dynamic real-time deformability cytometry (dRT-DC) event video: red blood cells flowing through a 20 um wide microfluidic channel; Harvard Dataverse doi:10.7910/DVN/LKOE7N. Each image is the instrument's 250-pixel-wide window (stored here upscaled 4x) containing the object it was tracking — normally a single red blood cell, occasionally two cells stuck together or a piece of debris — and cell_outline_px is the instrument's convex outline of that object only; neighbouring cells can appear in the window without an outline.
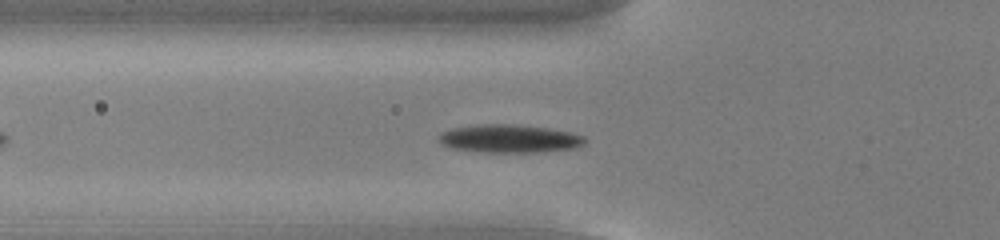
{"species": "common noctule bat (a hibernating species)", "species_latin": "Nyctalus noctula", "temperature_condition": "cold", "stored_images_in_passage": 39, "camera_frame_rate_fps": 3000, "um_per_image_px": 0.085, "animal": {"sex": "male", "body_mass_g": 13.0, "forearm_length_mm": 53.1}, "frame": {"image": 1, "passage_image": 10, "time_ms": 3.0, "image_size_px": [1000, 240], "cell_outline_px": [[588, 140], [584, 144], [576, 148], [540, 152], [484, 152], [452, 148], [440, 144], [436, 140], [440, 132], [452, 128], [484, 124], [512, 124], [548, 128], [572, 132], [584, 136]], "centroid_in_image_um": [43.3, 11.79], "position_along_channel_um": 82.5, "area_um2": 24.16}}
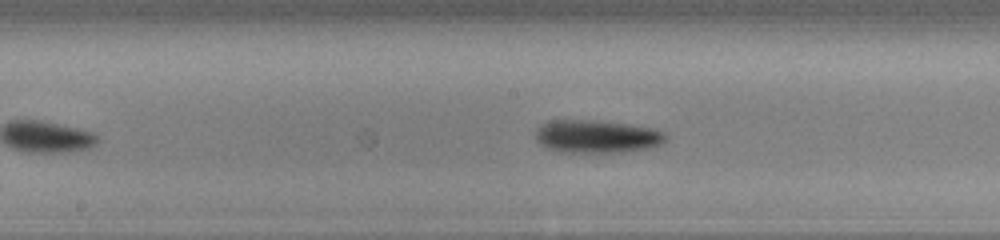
{"frame": {"image": 2, "passage_image": 19, "time_ms": 6.0, "image_size_px": [1000, 240], "cell_outline_px": [[668, 140], [660, 144], [648, 148], [620, 152], [556, 152], [540, 144], [536, 140], [536, 132], [548, 120], [592, 120], [628, 124], [652, 128], [664, 132], [668, 136]], "centroid_in_image_um": [50.75, 11.6], "position_along_channel_um": 197.5, "area_um2": 24.91}}
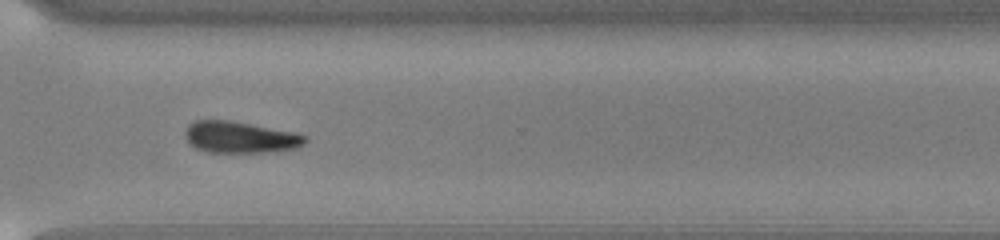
{"frame": {"image": 3, "passage_image": 31, "time_ms": 10.0, "image_size_px": [1000, 240], "cell_outline_px": [[308, 140], [304, 144], [296, 148], [264, 152], [208, 152], [196, 148], [184, 136], [184, 132], [188, 124], [196, 120], [228, 120], [292, 132], [308, 136]], "centroid_in_image_um": [20.39, 11.66], "position_along_channel_um": 350.2, "area_um2": 21.79}, "authors_computed_cell_mechanics": {"area_um2": 23.0044, "velocity_mm_per_s": 3.8218, "shape_relaxation_time_tau1_ms": 3.0195, "shape_relaxation_time_tau2_ms": null, "deformation_change_tau1": 0.1063, "deformation_change_tau2": null}}